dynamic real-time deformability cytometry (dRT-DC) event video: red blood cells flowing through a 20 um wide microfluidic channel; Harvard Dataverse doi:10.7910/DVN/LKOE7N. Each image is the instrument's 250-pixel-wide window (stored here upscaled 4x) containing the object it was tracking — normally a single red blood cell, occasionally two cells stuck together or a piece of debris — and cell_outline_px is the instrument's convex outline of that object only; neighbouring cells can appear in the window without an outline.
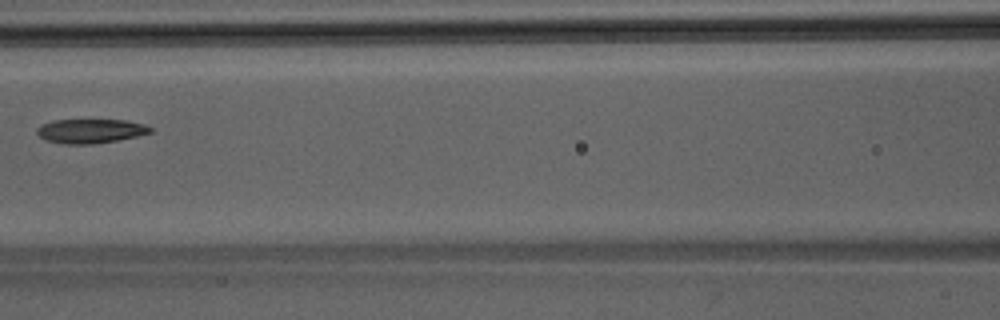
{"species": "Egyptian fruit bat (a non-hibernating species)", "species_latin": "Rousettus aegyptiacus", "temperature_condition": "room temperature", "stored_images_in_passage": 3, "camera_frame_rate_fps": 3000, "um_per_image_px": 0.085, "animal": {"sex": "male"}, "frame": {"image": 1, "passage_image": 3, "time_ms": 0.667, "image_size_px": [1000, 320], "cell_outline_px": [[152, 132], [136, 136], [116, 140], [92, 144], [64, 144], [48, 140], [40, 136], [36, 132], [36, 128], [40, 124], [52, 120], [124, 120], [144, 124], [152, 128]], "centroid_in_image_um": [7.66, 11.13], "position_along_channel_um": 158.9, "area_um2": 15.9}}